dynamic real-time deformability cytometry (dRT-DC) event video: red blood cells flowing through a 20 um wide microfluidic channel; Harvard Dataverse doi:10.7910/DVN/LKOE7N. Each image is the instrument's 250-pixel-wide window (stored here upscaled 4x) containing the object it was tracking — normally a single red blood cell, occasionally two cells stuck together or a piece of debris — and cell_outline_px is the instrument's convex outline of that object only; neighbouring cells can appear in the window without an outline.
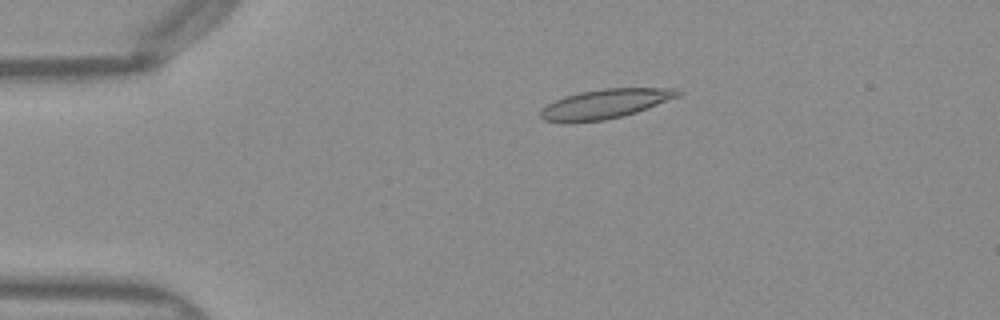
{"species": "Egyptian fruit bat (a non-hibernating species)", "species_latin": "Rousettus aegyptiacus", "temperature_condition": "warm", "stored_images_in_passage": 48, "camera_frame_rate_fps": 3000, "um_per_image_px": 0.085, "frame": {"image": 1, "passage_image": 8, "time_ms": 2.333, "image_size_px": [1000, 320], "cell_outline_px": [[684, 92], [680, 96], [648, 108], [636, 112], [604, 120], [564, 124], [544, 120], [540, 116], [540, 112], [548, 104], [564, 96], [580, 92], [604, 88], [676, 88]], "centroid_in_image_um": [51.44, 8.83], "position_along_channel_um": 33.6, "area_um2": 23.7}}
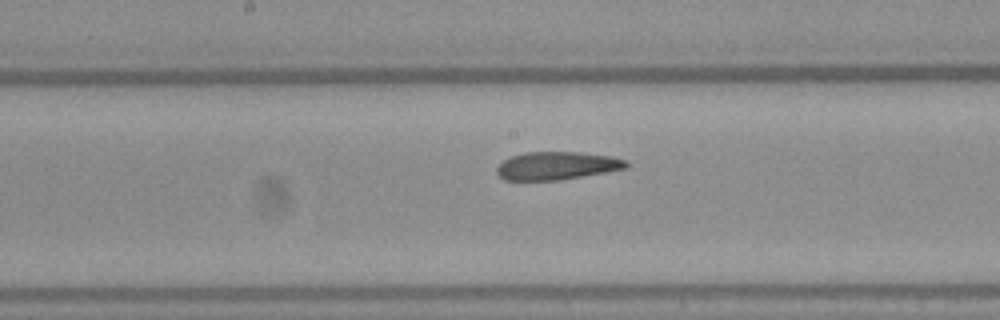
{"frame": {"image": 2, "passage_image": 24, "time_ms": 7.667, "image_size_px": [1000, 320], "cell_outline_px": [[628, 168], [560, 180], [504, 180], [496, 172], [496, 168], [504, 160], [512, 156], [524, 152], [580, 152], [612, 156], [628, 160]], "centroid_in_image_um": [47.36, 14.08], "position_along_channel_um": 200.8, "area_um2": 21.15}}
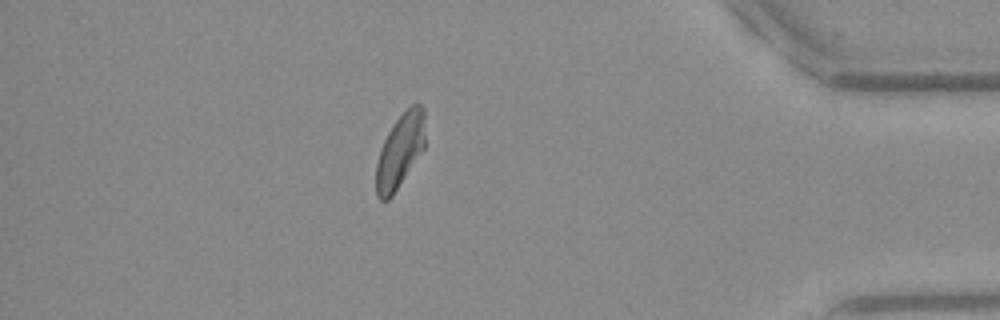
{"frame": {"image": 3, "passage_image": 42, "time_ms": 13.667, "image_size_px": [1000, 320], "cell_outline_px": [[424, 148], [392, 196], [388, 200], [380, 200], [376, 196], [376, 164], [380, 148], [392, 124], [416, 100], [424, 108]], "centroid_in_image_um": [33.99, 12.81], "position_along_channel_um": 401.2, "area_um2": 21.04}, "authors_computed_cell_mechanics": {"area_um2": 22.0796, "velocity_mm_per_s": 3.9964, "shape_relaxation_time_tau1_ms": null, "shape_relaxation_time_tau2_ms": 3.1065, "deformation_change_tau1": null, "deformation_change_tau2": 0.0951}}